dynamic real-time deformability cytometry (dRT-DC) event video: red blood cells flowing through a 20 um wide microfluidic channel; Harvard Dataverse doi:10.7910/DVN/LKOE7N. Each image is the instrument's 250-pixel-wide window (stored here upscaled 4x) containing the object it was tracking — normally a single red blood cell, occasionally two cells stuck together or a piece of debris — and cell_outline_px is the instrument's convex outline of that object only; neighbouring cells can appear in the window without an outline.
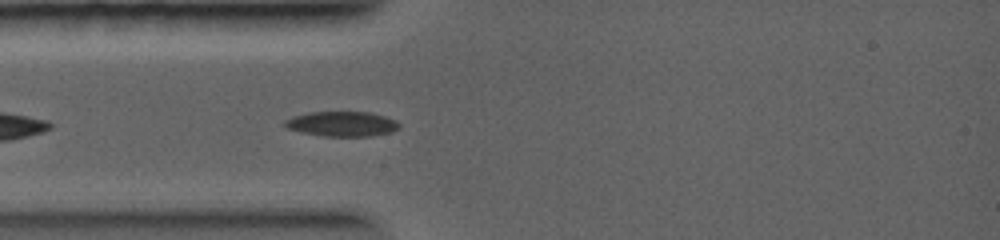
{"species": "common noctule bat (a hibernating species)", "species_latin": "Nyctalus noctula", "temperature_condition": "warm", "stored_images_in_passage": 2, "camera_frame_rate_fps": 5000, "um_per_image_px": 0.085, "animal": {"sex": "female", "body_mass_g": 19.0, "forearm_length_mm": 56.7}, "frame": {"image": 1, "passage_image": 1, "time_ms": 0.0, "image_size_px": [1000, 240], "cell_outline_px": [[400, 128], [392, 132], [372, 136], [324, 136], [300, 132], [288, 128], [284, 124], [284, 120], [292, 116], [308, 112], [372, 112], [396, 120], [400, 124]], "centroid_in_image_um": [29.09, 10.53], "position_along_channel_um": 55.9, "area_um2": 16.76}}